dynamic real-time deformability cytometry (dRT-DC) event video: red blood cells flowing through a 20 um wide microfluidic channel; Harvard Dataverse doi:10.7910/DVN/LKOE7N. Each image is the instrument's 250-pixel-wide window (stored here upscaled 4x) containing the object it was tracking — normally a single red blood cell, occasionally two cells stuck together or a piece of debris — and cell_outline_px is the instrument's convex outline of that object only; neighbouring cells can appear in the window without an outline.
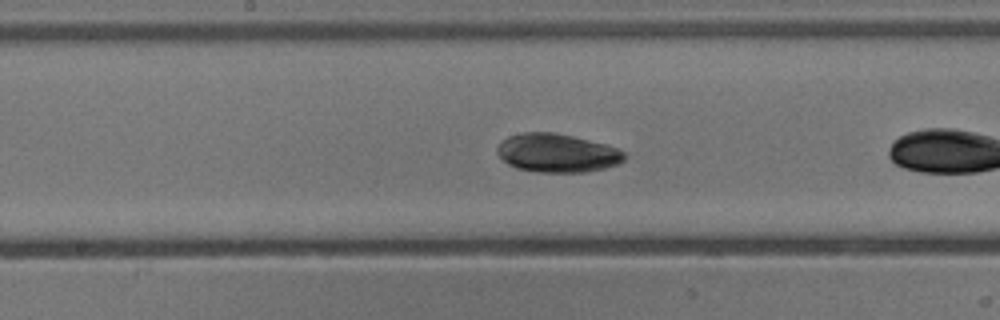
{"species": "common noctule bat (a hibernating species)", "species_latin": "Nyctalus noctula", "temperature_condition": "cold", "stored_images_in_passage": 15, "camera_frame_rate_fps": 3000, "um_per_image_px": 0.085, "animal": {"sex": "male", "body_mass_g": 13.3}, "frame": {"image": 1, "passage_image": 11, "time_ms": 3.333, "image_size_px": [1000, 320], "cell_outline_px": [[628, 156], [624, 160], [616, 164], [604, 168], [584, 172], [536, 172], [516, 168], [508, 164], [496, 152], [496, 148], [508, 136], [520, 132], [552, 132], [572, 136], [604, 144], [616, 148], [624, 152]], "centroid_in_image_um": [47.34, 13.0], "position_along_channel_um": 200.9, "area_um2": 28.44}}